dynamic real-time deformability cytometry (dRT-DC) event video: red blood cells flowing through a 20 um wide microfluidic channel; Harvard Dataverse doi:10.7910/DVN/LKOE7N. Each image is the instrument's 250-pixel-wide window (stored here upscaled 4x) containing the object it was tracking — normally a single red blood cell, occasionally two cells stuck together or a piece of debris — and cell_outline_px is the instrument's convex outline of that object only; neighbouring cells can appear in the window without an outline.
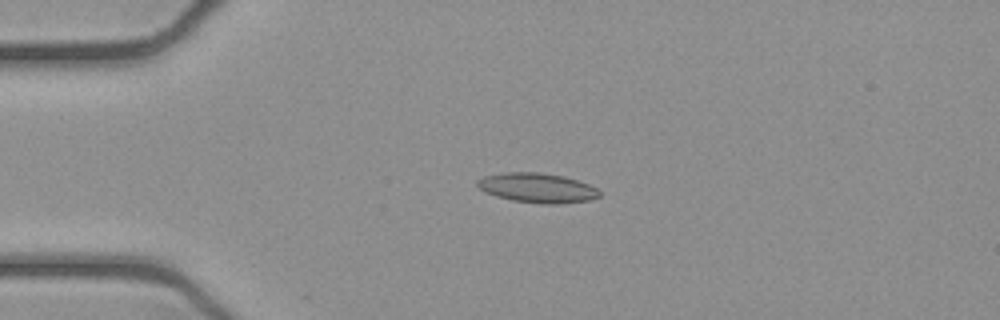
{"species": "common noctule bat (a hibernating species)", "species_latin": "Nyctalus noctula", "temperature_condition": "cold", "stored_images_in_passage": 52, "camera_frame_rate_fps": 3000, "um_per_image_px": 0.085, "animal": {"sex": "female", "body_mass_g": 21.9}, "frame": {"image": 1, "passage_image": 12, "time_ms": 3.667, "image_size_px": [1000, 320], "cell_outline_px": [[600, 196], [588, 200], [560, 204], [540, 204], [512, 200], [496, 196], [484, 192], [476, 184], [476, 180], [484, 176], [504, 172], [540, 172], [564, 176], [588, 184], [596, 188], [600, 192]], "centroid_in_image_um": [45.64, 15.97], "position_along_channel_um": 39.4, "area_um2": 21.15}}
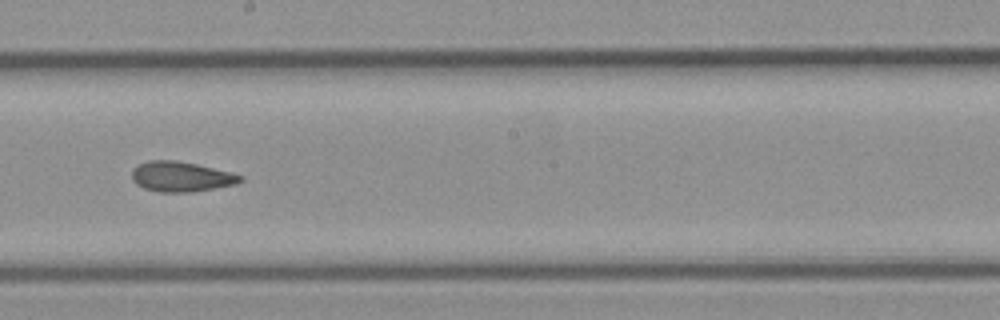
{"frame": {"image": 2, "passage_image": 29, "time_ms": 9.333, "image_size_px": [1000, 320], "cell_outline_px": [[244, 180], [236, 184], [192, 192], [160, 192], [144, 188], [136, 184], [132, 180], [132, 168], [148, 160], [176, 160], [196, 164], [244, 176]], "centroid_in_image_um": [15.37, 15.01], "position_along_channel_um": 232.8, "area_um2": 18.96}}
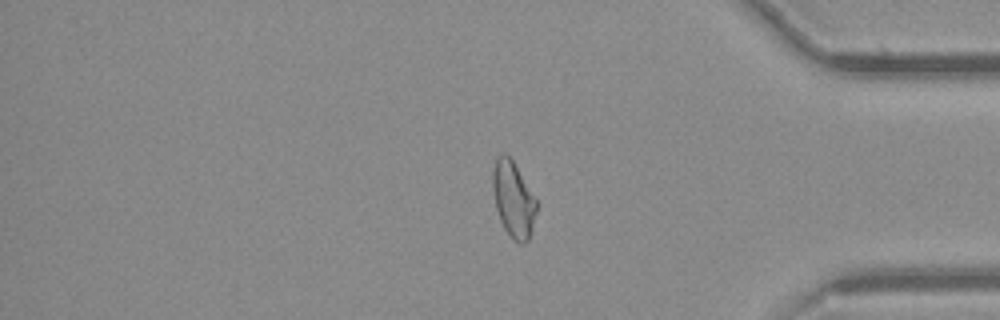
{"frame": {"image": 3, "passage_image": 43, "time_ms": 14.0, "image_size_px": [1000, 320], "cell_outline_px": [[536, 212], [532, 228], [528, 240], [524, 244], [520, 244], [504, 228], [500, 220], [496, 208], [492, 188], [492, 172], [496, 156], [500, 152], [504, 152], [512, 160], [536, 200]], "centroid_in_image_um": [43.6, 16.91], "position_along_channel_um": 391.6, "area_um2": 19.02}, "authors_computed_cell_mechanics": {"area_um2": 19.5942, "velocity_mm_per_s": 3.9299, "shape_relaxation_time_tau1_ms": null, "shape_relaxation_time_tau2_ms": 3.7657, "deformation_change_tau1": null, "deformation_change_tau2": 0.1107}}